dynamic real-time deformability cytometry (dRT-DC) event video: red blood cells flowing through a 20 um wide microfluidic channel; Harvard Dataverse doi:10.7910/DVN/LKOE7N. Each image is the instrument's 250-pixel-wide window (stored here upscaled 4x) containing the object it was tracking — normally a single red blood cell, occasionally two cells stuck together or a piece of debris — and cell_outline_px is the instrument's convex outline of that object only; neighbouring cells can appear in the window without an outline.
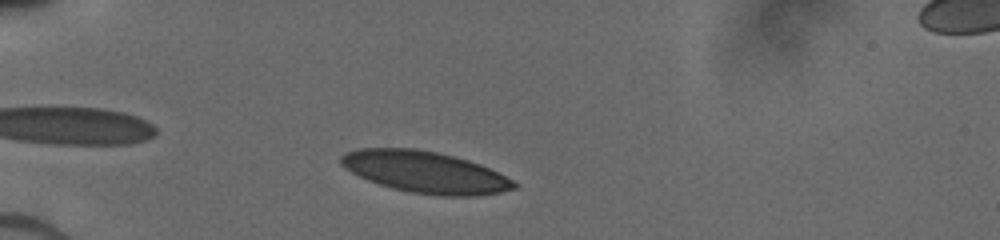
{"species": "human", "species_latin": "Homo sapiens", "temperature_condition": "cold", "stored_images_in_passage": 19, "camera_frame_rate_fps": 3000, "um_per_image_px": 0.085, "donor": {"sex": "male"}, "frame": {"image": 1, "passage_image": 13, "time_ms": 1.667, "image_size_px": [1000, 240], "cell_outline_px": [[520, 184], [516, 188], [500, 192], [476, 196], [440, 196], [408, 192], [392, 188], [368, 180], [344, 168], [340, 164], [340, 156], [344, 152], [360, 148], [416, 148], [436, 152], [468, 160], [480, 164]], "centroid_in_image_um": [36.11, 14.63], "position_along_channel_um": 48.9, "area_um2": 41.91}}